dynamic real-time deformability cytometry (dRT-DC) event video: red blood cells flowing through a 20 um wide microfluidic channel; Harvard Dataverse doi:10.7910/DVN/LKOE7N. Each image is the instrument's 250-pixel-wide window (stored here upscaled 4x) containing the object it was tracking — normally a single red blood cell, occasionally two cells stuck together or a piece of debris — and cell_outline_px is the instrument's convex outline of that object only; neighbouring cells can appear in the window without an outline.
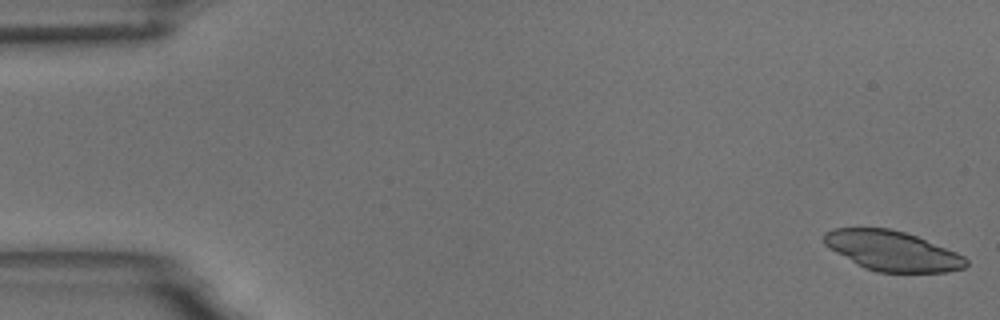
{"species": "common noctule bat (a hibernating species)", "species_latin": "Nyctalus noctula", "temperature_condition": "room temperature", "stored_images_in_passage": 40, "camera_frame_rate_fps": 3000, "um_per_image_px": 0.085, "animal": {"sex": "male", "body_mass_g": 18.8}, "frame": {"image": 1, "passage_image": 1, "time_ms": 0.0, "image_size_px": [1000, 320], "cell_outline_px": [[968, 264], [964, 268], [948, 272], [876, 272], [864, 268], [856, 264], [828, 248], [824, 244], [824, 232], [832, 228], [892, 228], [916, 236], [956, 252], [964, 256], [968, 260]], "centroid_in_image_um": [75.82, 21.32], "position_along_channel_um": 9.2, "area_um2": 33.06}}